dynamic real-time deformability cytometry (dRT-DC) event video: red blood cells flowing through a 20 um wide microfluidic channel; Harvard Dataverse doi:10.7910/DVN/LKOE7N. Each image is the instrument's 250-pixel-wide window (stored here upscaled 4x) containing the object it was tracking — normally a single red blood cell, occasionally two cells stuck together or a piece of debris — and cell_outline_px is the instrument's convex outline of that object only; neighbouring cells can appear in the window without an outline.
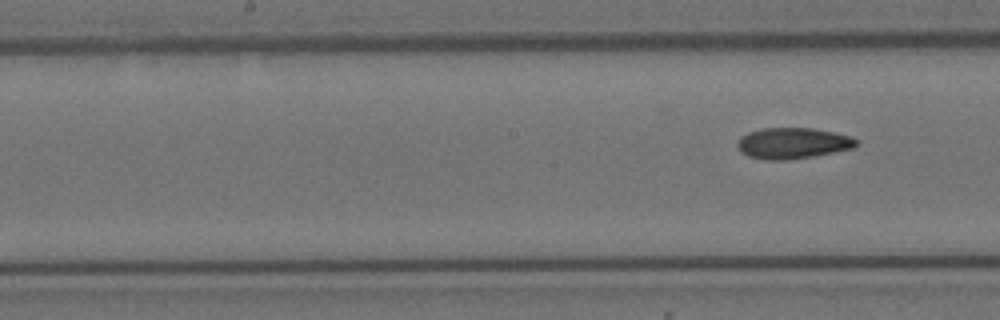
{"species": "Egyptian fruit bat (a non-hibernating species)", "species_latin": "Rousettus aegyptiacus", "temperature_condition": "cold", "stored_images_in_passage": 8, "segment_of_instrument_passage": [2, 2], "camera_frame_rate_fps": 3000, "um_per_image_px": 0.085, "animal": {"sex": "female"}, "frame": {"image": 1, "passage_image": 8, "time_ms": 9.0, "image_size_px": [1000, 320], "cell_outline_px": [[856, 144], [852, 148], [812, 156], [784, 160], [764, 160], [748, 156], [740, 152], [736, 144], [740, 136], [748, 132], [760, 128], [812, 128], [836, 132], [852, 136], [856, 140]], "centroid_in_image_um": [67.33, 12.16], "position_along_channel_um": 180.9, "area_um2": 21.5}}